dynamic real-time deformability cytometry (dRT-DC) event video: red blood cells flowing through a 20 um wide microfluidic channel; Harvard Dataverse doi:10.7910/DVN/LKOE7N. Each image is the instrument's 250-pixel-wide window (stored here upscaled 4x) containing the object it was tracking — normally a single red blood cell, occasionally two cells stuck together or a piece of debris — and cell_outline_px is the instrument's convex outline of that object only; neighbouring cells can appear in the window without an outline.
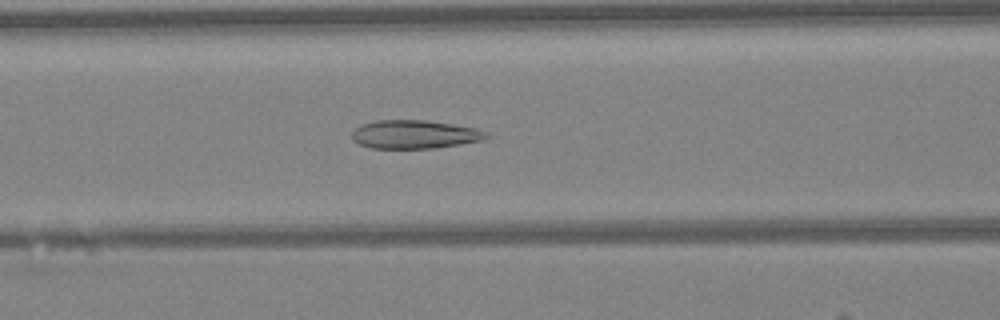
{"species": "Egyptian fruit bat (a non-hibernating species)", "species_latin": "Rousettus aegyptiacus", "temperature_condition": "warm", "stored_images_in_passage": 28, "camera_frame_rate_fps": 3000, "um_per_image_px": 0.085, "animal": {"sex": "female"}, "frame": {"image": 1, "passage_image": 6, "time_ms": 1.667, "image_size_px": [1000, 320], "cell_outline_px": [[488, 136], [480, 140], [460, 144], [436, 148], [372, 148], [360, 144], [352, 140], [352, 132], [356, 128], [364, 124], [376, 120], [424, 120], [452, 124], [476, 128], [484, 132]], "centroid_in_image_um": [35.2, 11.42], "position_along_channel_um": 131.4, "area_um2": 21.96}}
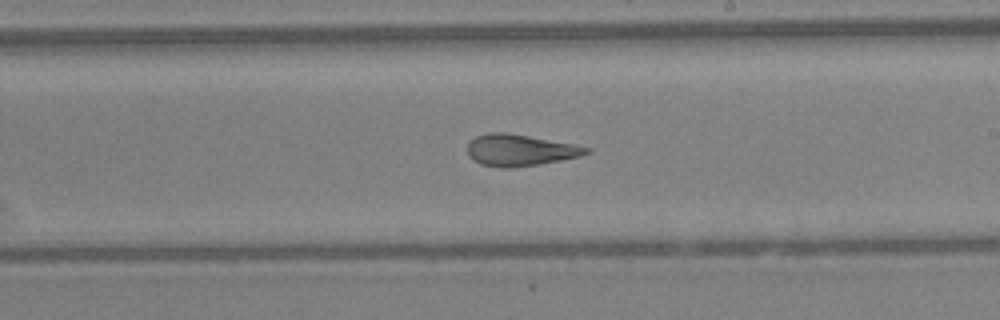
{"frame": {"image": 2, "passage_image": 14, "time_ms": 4.333, "image_size_px": [1000, 320], "cell_outline_px": [[592, 152], [580, 156], [540, 164], [512, 168], [500, 168], [480, 164], [472, 160], [468, 156], [468, 144], [476, 136], [488, 132], [504, 132], [528, 136], [572, 144], [592, 148]], "centroid_in_image_um": [44.18, 12.78], "position_along_channel_um": 244.8, "area_um2": 21.85}}
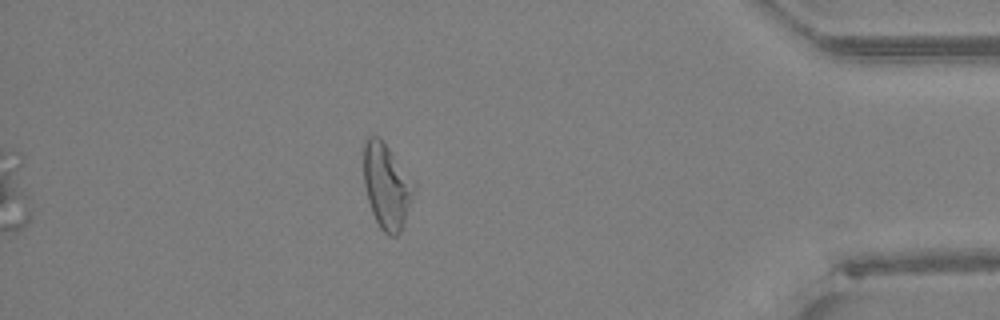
{"frame": {"image": 3, "passage_image": 28, "time_ms": 9.0, "image_size_px": [1000, 320], "cell_outline_px": [[416, 188], [400, 232], [396, 236], [388, 236], [380, 228], [372, 212], [368, 200], [364, 184], [364, 140], [368, 136], [376, 136], [388, 148], [416, 184]], "centroid_in_image_um": [32.86, 15.84], "position_along_channel_um": 402.3, "area_um2": 24.57}, "authors_computed_cell_mechanics": {"area_um2": 22.1663, "velocity_mm_per_s": 4.2837, "shape_relaxation_time_tau1_ms": null, "shape_relaxation_time_tau2_ms": 2.4698, "deformation_change_tau1": null, "deformation_change_tau2": 0.1214}}